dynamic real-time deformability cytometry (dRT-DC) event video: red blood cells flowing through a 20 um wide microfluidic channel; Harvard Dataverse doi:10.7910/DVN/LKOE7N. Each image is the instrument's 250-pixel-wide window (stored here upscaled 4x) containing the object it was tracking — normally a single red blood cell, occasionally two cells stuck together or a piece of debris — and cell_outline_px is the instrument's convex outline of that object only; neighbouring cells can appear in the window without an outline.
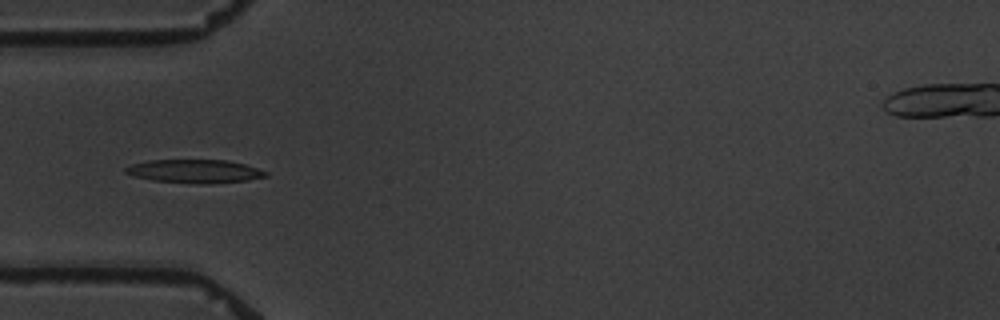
{"species": "common noctule bat (a hibernating species)", "species_latin": "Nyctalus noctula", "temperature_condition": "warm", "stored_images_in_passage": 5, "camera_frame_rate_fps": 3000, "um_per_image_px": 0.085, "animal": {"sex": "male", "body_mass_g": 19.5, "forearm_length_mm": 54.6}, "frame": {"image": 1, "passage_image": 4, "time_ms": 3.667, "image_size_px": [1000, 320], "cell_outline_px": [[268, 176], [248, 180], [208, 184], [196, 184], [152, 180], [132, 176], [124, 172], [124, 168], [132, 164], [148, 160], [228, 160], [244, 164], [268, 172]], "centroid_in_image_um": [16.53, 14.56], "position_along_channel_um": 68.5, "area_um2": 19.25}}
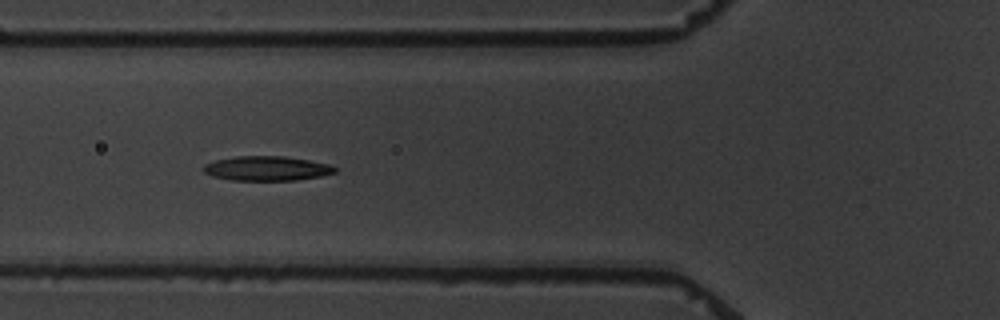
{"frame": {"image": 2, "passage_image": 5, "time_ms": 4.667, "image_size_px": [1000, 320], "cell_outline_px": [[336, 172], [320, 176], [296, 180], [232, 180], [212, 176], [204, 172], [204, 164], [216, 160], [236, 156], [284, 156], [308, 160], [328, 164], [336, 168]], "centroid_in_image_um": [22.66, 14.31], "position_along_channel_um": 103.1, "area_um2": 18.61}}